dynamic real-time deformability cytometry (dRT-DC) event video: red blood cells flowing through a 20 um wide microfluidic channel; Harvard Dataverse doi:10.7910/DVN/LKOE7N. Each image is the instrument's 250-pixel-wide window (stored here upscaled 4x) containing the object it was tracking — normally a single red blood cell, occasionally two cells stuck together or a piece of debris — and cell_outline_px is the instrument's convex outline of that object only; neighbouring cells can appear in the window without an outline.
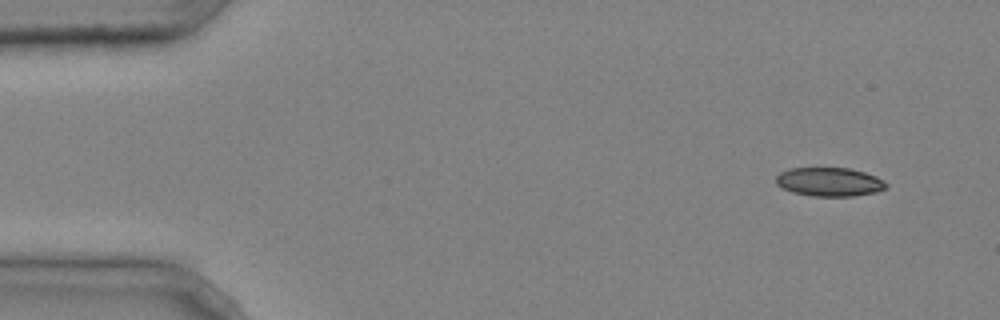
{"species": "common noctule bat (a hibernating species)", "species_latin": "Nyctalus noctula", "temperature_condition": "cold", "stored_images_in_passage": 5, "camera_frame_rate_fps": 3000, "um_per_image_px": 0.085, "animal": {"sex": "male", "body_mass_g": 20.4}, "frame": {"image": 1, "passage_image": 1, "time_ms": 0.0, "image_size_px": [1000, 320], "cell_outline_px": [[888, 184], [884, 188], [876, 192], [852, 196], [812, 196], [792, 192], [776, 184], [776, 176], [780, 172], [788, 168], [848, 168], [864, 172], [876, 176], [884, 180]], "centroid_in_image_um": [70.49, 15.45], "position_along_channel_um": 14.5, "area_um2": 18.44}}
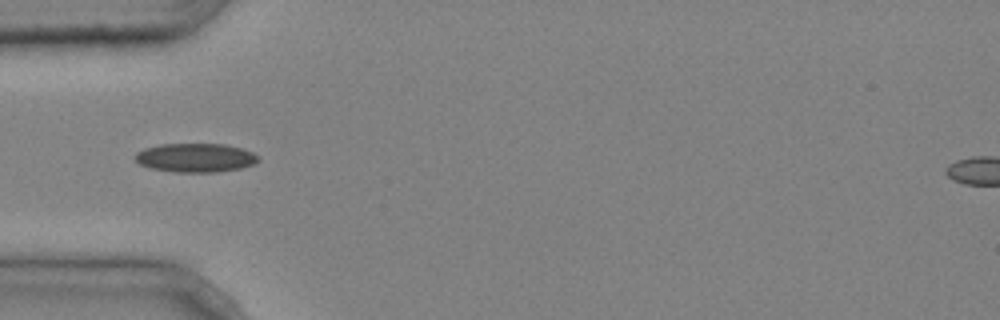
{"frame": {"image": 2, "passage_image": 4, "time_ms": 1.0, "image_size_px": [1000, 320], "cell_outline_px": [[260, 160], [256, 164], [240, 168], [216, 172], [176, 172], [152, 168], [140, 164], [136, 160], [136, 152], [144, 148], [160, 144], [224, 144], [240, 148], [252, 152], [260, 156]], "centroid_in_image_um": [16.66, 13.4], "position_along_channel_um": 68.3, "area_um2": 20.69}}